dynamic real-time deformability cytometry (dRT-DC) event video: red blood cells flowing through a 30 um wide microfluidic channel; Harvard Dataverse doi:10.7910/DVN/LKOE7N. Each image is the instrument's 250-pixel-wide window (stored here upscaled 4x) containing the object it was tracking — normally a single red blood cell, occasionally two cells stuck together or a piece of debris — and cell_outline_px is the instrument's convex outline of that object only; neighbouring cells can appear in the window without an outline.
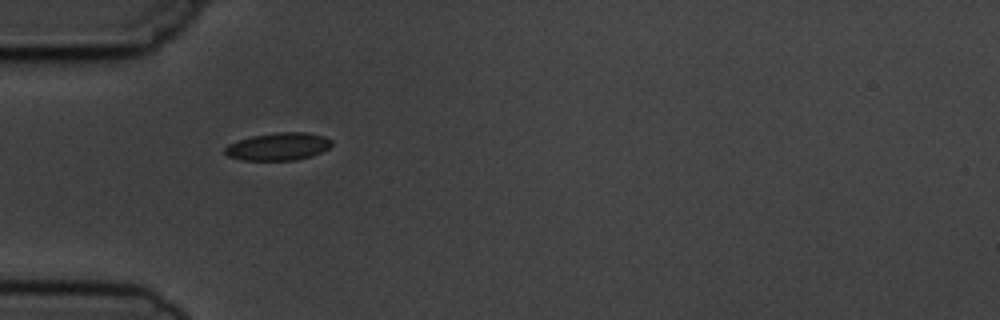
{"species": "common noctule bat (a hibernating species)", "species_latin": "Nyctalus noctula", "temperature_condition": "cold", "stored_images_in_passage": 1, "camera_frame_rate_fps": 3000, "um_per_image_px": 0.085, "animal": {"sex": "male", "body_mass_g": 19.5, "forearm_length_mm": 54.6}, "frame": {"image": 1, "passage_image": 1, "time_ms": 0.0, "image_size_px": [1000, 320], "cell_outline_px": [[332, 144], [328, 148], [312, 156], [296, 160], [244, 160], [228, 156], [224, 152], [224, 148], [228, 144], [252, 136], [276, 132], [308, 132], [324, 136], [332, 140]], "centroid_in_image_um": [23.67, 12.45], "position_along_channel_um": 61.3, "area_um2": 17.17}}